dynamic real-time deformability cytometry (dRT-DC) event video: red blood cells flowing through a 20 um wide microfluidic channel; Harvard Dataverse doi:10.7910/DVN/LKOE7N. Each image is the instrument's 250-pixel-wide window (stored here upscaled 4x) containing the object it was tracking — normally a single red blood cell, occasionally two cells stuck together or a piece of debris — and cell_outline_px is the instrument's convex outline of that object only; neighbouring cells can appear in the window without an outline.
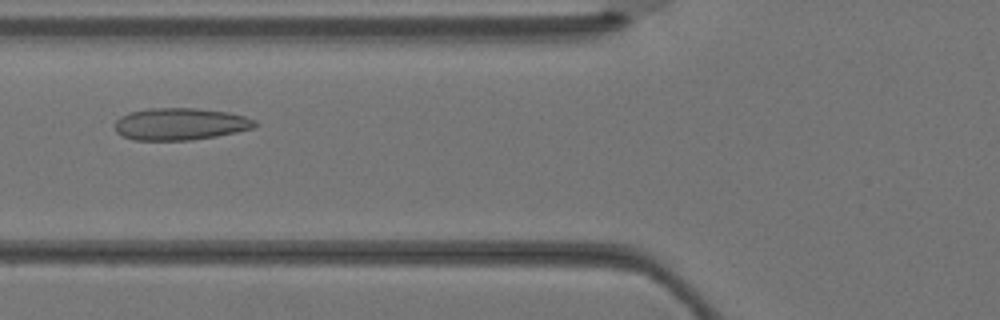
{"species": "Egyptian fruit bat (a non-hibernating species)", "species_latin": "Rousettus aegyptiacus", "temperature_condition": "warm", "stored_images_in_passage": 4, "camera_frame_rate_fps": 3000, "um_per_image_px": 0.085, "animal": {"sex": "female"}, "frame": {"image": 1, "passage_image": 4, "time_ms": 1.0, "image_size_px": [1000, 320], "cell_outline_px": [[260, 124], [256, 128], [216, 136], [192, 140], [132, 140], [116, 132], [116, 120], [120, 116], [128, 112], [148, 108], [196, 108], [228, 112], [244, 116], [256, 120]], "centroid_in_image_um": [15.35, 10.54], "position_along_channel_um": 110.4, "area_um2": 26.41}}